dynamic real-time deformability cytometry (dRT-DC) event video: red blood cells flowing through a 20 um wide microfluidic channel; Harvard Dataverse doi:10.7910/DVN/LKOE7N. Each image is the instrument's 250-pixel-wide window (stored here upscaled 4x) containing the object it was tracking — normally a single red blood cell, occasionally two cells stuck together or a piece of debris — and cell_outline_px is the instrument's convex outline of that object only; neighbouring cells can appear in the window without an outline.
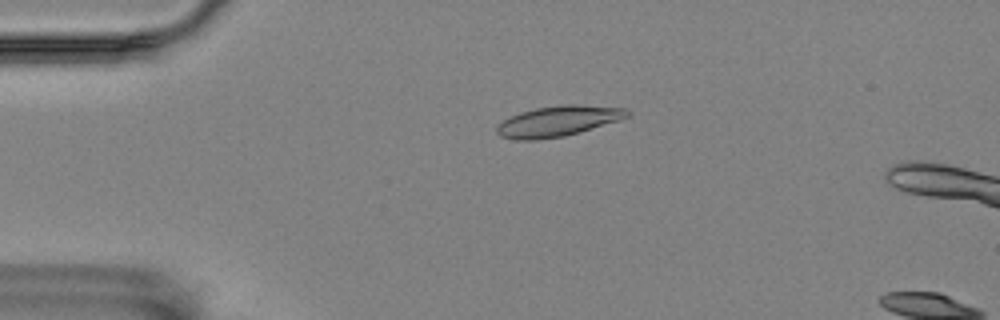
{"species": "Egyptian fruit bat (a non-hibernating species)", "species_latin": "Rousettus aegyptiacus", "temperature_condition": "room temperature", "stored_images_in_passage": 11, "camera_frame_rate_fps": 3000, "um_per_image_px": 0.085, "animal": {"sex": "female"}, "frame": {"image": 1, "passage_image": 8, "time_ms": 2.333, "image_size_px": [1000, 320], "cell_outline_px": [[632, 112], [628, 116], [620, 120], [580, 132], [564, 136], [536, 140], [512, 140], [500, 136], [496, 132], [496, 124], [520, 112], [536, 108], [564, 104], [576, 104], [624, 108]], "centroid_in_image_um": [47.42, 10.3], "position_along_channel_um": 37.6, "area_um2": 23.29}}